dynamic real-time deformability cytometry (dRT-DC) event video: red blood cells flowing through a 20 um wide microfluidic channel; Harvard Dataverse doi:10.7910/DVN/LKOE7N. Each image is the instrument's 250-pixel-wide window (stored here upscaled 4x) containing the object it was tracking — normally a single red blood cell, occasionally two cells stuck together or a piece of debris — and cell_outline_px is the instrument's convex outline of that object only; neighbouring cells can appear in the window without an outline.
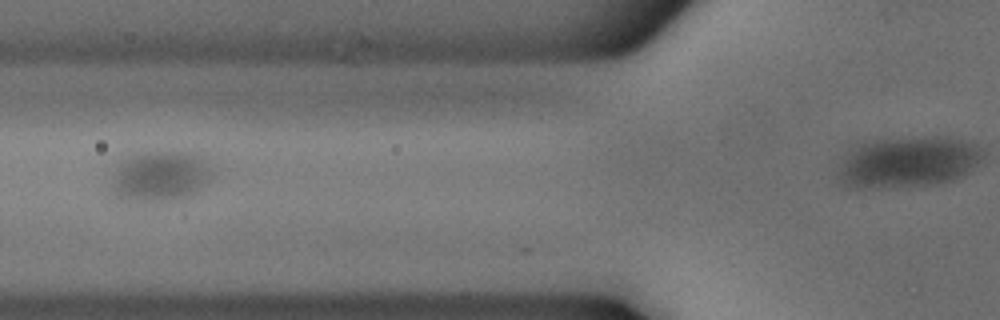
{"species": "common noctule bat (a hibernating species)", "species_latin": "Nyctalus noctula", "temperature_condition": "cold", "stored_images_in_passage": 3, "camera_frame_rate_fps": 3000, "um_per_image_px": 0.085, "animal": {"sex": "male", "body_mass_g": 18.8}, "frame": {"image": 1, "passage_image": 3, "time_ms": 0.667, "image_size_px": [1000, 320], "cell_outline_px": [[212, 176], [196, 192], [184, 196], [160, 200], [132, 200], [116, 196], [112, 192], [112, 180], [120, 160], [140, 152], [196, 152], [204, 160], [212, 172]], "centroid_in_image_um": [13.59, 14.93], "position_along_channel_um": 112.2, "area_um2": 28.9}}